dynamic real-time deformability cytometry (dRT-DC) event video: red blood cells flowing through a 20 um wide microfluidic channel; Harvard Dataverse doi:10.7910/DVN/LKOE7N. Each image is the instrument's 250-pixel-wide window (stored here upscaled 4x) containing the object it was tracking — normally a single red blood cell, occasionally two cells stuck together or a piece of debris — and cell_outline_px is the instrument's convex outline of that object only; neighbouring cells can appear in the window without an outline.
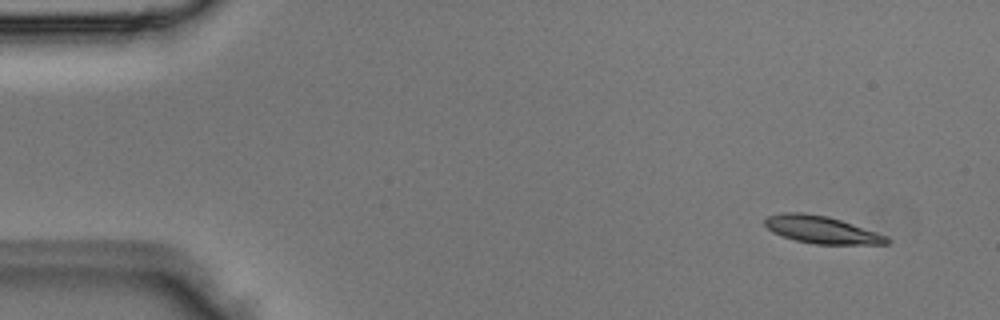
{"species": "Egyptian fruit bat (a non-hibernating species)", "species_latin": "Rousettus aegyptiacus", "temperature_condition": "room temperature", "stored_images_in_passage": 3, "camera_frame_rate_fps": 3000, "um_per_image_px": 0.085, "animal": {"sex": "male"}, "frame": {"image": 1, "passage_image": 1, "time_ms": 0.0, "image_size_px": [1000, 320], "cell_outline_px": [[888, 244], [816, 244], [796, 240], [772, 232], [764, 224], [764, 220], [768, 216], [784, 212], [804, 212], [828, 216], [888, 236]], "centroid_in_image_um": [69.81, 19.51], "position_along_channel_um": 15.2, "area_um2": 19.25}}